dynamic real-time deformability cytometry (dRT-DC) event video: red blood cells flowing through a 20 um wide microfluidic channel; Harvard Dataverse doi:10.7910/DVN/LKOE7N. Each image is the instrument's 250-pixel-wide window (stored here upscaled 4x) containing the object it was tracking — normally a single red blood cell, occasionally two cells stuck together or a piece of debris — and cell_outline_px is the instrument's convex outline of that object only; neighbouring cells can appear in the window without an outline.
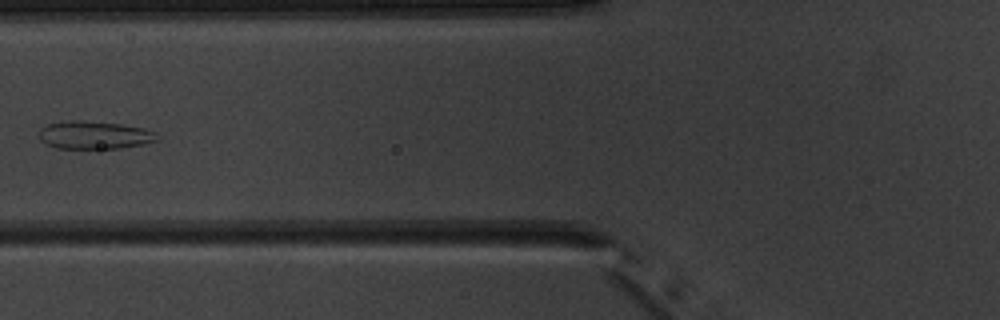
{"species": "common noctule bat (a hibernating species)", "species_latin": "Nyctalus noctula", "temperature_condition": "warm", "stored_images_in_passage": 6, "camera_frame_rate_fps": 3000, "um_per_image_px": 0.085, "animal": {"sex": "male", "body_mass_g": 20.1, "forearm_length_mm": 53.5}, "frame": {"image": 1, "passage_image": 5, "time_ms": 4.667, "image_size_px": [1000, 320], "cell_outline_px": [[160, 140], [144, 144], [120, 148], [56, 148], [44, 144], [40, 140], [40, 128], [48, 124], [64, 120], [80, 120], [120, 124], [144, 128], [156, 132]], "centroid_in_image_um": [8.02, 11.48], "position_along_channel_um": 117.8, "area_um2": 19.36}}
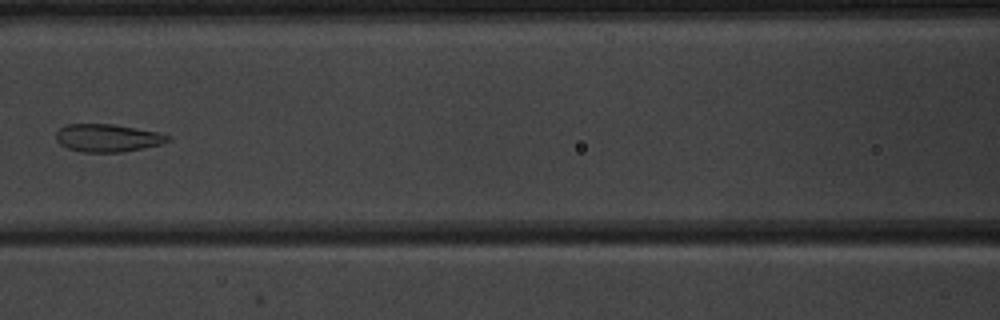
{"frame": {"image": 2, "passage_image": 6, "time_ms": 5.667, "image_size_px": [1000, 320], "cell_outline_px": [[172, 140], [160, 144], [120, 152], [84, 152], [68, 148], [60, 144], [56, 140], [56, 132], [64, 124], [112, 124], [156, 132], [172, 136]], "centroid_in_image_um": [9.12, 11.72], "position_along_channel_um": 157.5, "area_um2": 17.92}}